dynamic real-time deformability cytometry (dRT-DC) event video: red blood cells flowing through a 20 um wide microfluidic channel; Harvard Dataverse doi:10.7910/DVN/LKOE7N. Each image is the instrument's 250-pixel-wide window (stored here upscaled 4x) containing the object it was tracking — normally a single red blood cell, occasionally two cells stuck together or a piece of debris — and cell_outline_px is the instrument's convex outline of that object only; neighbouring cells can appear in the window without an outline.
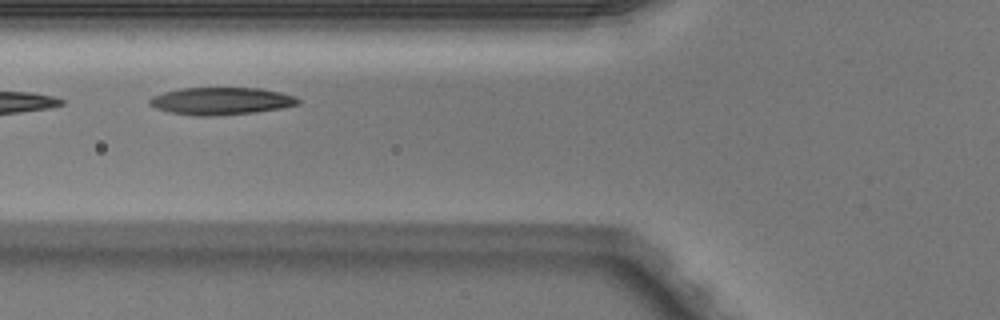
{"species": "Egyptian fruit bat (a non-hibernating species)", "species_latin": "Rousettus aegyptiacus", "temperature_condition": "warm", "stored_images_in_passage": 20, "camera_frame_rate_fps": 3000, "um_per_image_px": 0.085, "animal": {"sex": "male"}, "frame": {"image": 1, "passage_image": 9, "time_ms": 2.667, "image_size_px": [1000, 320], "cell_outline_px": [[300, 104], [280, 108], [256, 112], [216, 116], [196, 116], [168, 112], [156, 108], [148, 104], [148, 100], [152, 96], [164, 92], [180, 88], [260, 88], [280, 92], [296, 96], [300, 100]], "centroid_in_image_um": [18.78, 8.59], "position_along_channel_um": 107.0, "area_um2": 23.87}}
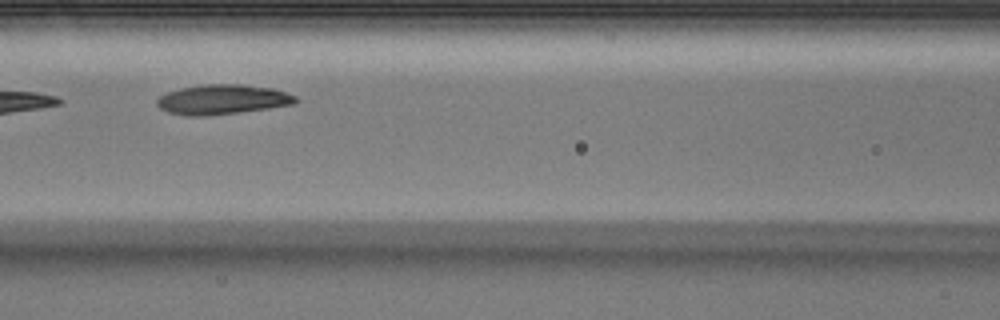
{"frame": {"image": 2, "passage_image": 12, "time_ms": 3.667, "image_size_px": [1000, 320], "cell_outline_px": [[300, 100], [296, 104], [268, 108], [204, 116], [188, 116], [168, 112], [160, 108], [156, 104], [156, 100], [160, 96], [168, 92], [180, 88], [200, 84], [244, 84], [272, 88], [296, 96]], "centroid_in_image_um": [18.91, 8.44], "position_along_channel_um": 147.7, "area_um2": 24.1}}